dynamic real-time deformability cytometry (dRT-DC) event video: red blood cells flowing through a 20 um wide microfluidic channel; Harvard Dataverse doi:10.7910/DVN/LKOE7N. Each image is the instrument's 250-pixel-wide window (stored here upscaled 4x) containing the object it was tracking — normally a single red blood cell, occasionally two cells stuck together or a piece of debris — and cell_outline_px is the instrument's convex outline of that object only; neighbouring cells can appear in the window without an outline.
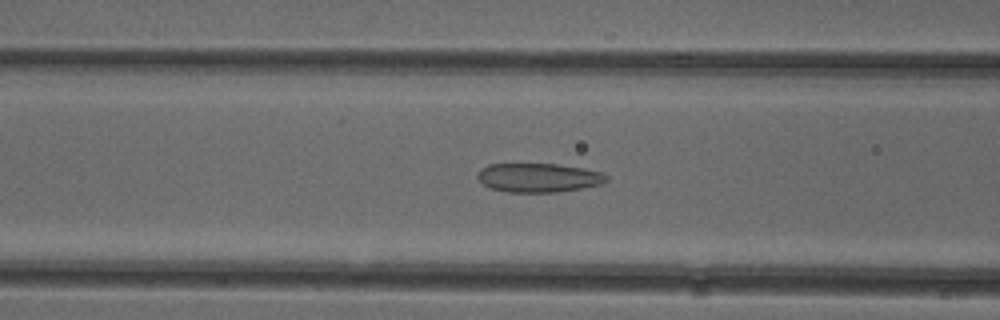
{"species": "common noctule bat (a hibernating species)", "species_latin": "Nyctalus noctula", "temperature_condition": "cold", "stored_images_in_passage": 51, "camera_frame_rate_fps": 3000, "um_per_image_px": 0.085, "animal": {"sex": "female"}, "frame": {"image": 1, "passage_image": 20, "time_ms": 6.333, "image_size_px": [1000, 320], "cell_outline_px": [[608, 180], [600, 184], [580, 188], [556, 192], [508, 192], [492, 188], [484, 184], [476, 176], [480, 168], [488, 164], [556, 164], [584, 168], [600, 172], [608, 176]], "centroid_in_image_um": [45.76, 15.09], "position_along_channel_um": 120.8, "area_um2": 21.62}}
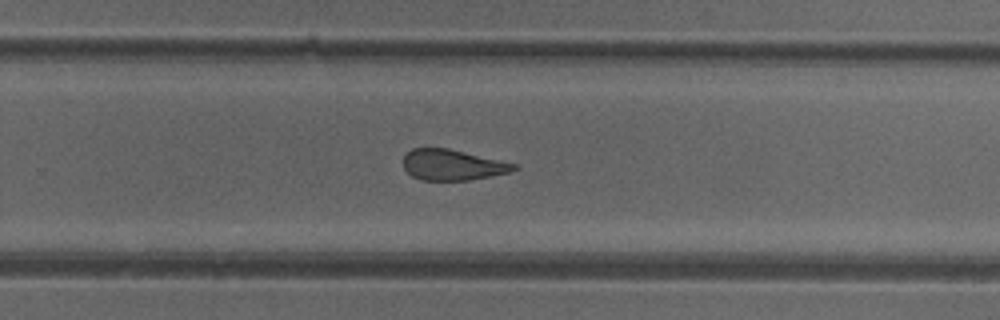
{"frame": {"image": 2, "passage_image": 33, "time_ms": 10.667, "image_size_px": [1000, 320], "cell_outline_px": [[520, 168], [508, 172], [468, 180], [420, 180], [412, 176], [404, 168], [404, 156], [412, 148], [448, 148], [516, 164]], "centroid_in_image_um": [38.43, 14.01], "position_along_channel_um": 291.4, "area_um2": 19.54}}
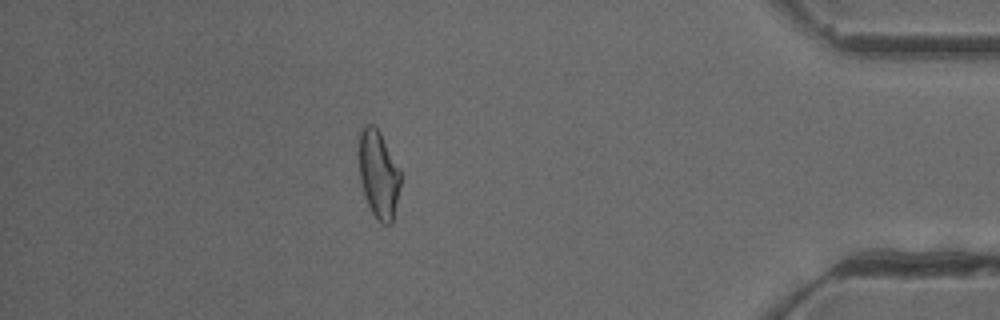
{"frame": {"image": 3, "passage_image": 45, "time_ms": 14.667, "image_size_px": [1000, 320], "cell_outline_px": [[400, 188], [392, 224], [380, 224], [372, 212], [364, 196], [360, 180], [356, 152], [360, 132], [368, 124], [372, 124], [380, 132], [400, 168]], "centroid_in_image_um": [32.15, 14.81], "position_along_channel_um": 403.1, "area_um2": 21.79}, "authors_computed_cell_mechanics": {"area_um2": 22.3108, "velocity_mm_per_s": 3.9381, "shape_relaxation_time_tau1_ms": null, "shape_relaxation_time_tau2_ms": 1.8998, "deformation_change_tau1": null, "deformation_change_tau2": 0.0918}}